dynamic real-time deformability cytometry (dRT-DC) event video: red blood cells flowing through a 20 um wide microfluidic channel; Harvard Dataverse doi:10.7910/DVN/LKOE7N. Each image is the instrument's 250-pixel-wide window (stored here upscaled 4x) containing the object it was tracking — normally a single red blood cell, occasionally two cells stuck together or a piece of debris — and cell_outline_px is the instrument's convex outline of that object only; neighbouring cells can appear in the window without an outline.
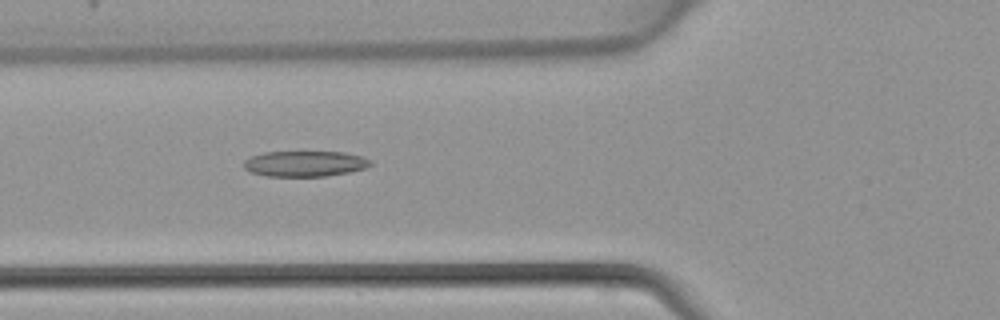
{"species": "common noctule bat (a hibernating species)", "species_latin": "Nyctalus noctula", "temperature_condition": "warm", "stored_images_in_passage": 45, "camera_frame_rate_fps": 3000, "um_per_image_px": 0.085, "animal": {"sex": "female", "body_mass_g": 22.7, "forearm_length_mm": 54.2}, "frame": {"image": 1, "passage_image": 17, "time_ms": 5.333, "image_size_px": [1000, 320], "cell_outline_px": [[372, 164], [364, 168], [348, 172], [324, 176], [264, 176], [248, 172], [244, 168], [244, 160], [252, 156], [264, 152], [344, 152], [360, 156], [372, 160]], "centroid_in_image_um": [25.88, 13.91], "position_along_channel_um": 99.9, "area_um2": 18.9}}
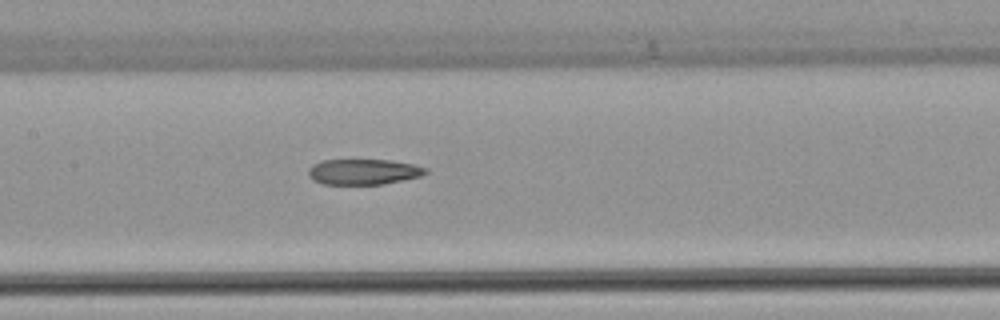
{"frame": {"image": 2, "passage_image": 22, "time_ms": 7.0, "image_size_px": [1000, 320], "cell_outline_px": [[428, 172], [420, 176], [384, 184], [324, 184], [312, 180], [308, 176], [308, 168], [312, 164], [320, 160], [388, 160], [412, 164], [428, 168]], "centroid_in_image_um": [30.85, 14.6], "position_along_channel_um": 176.5, "area_um2": 17.51}}
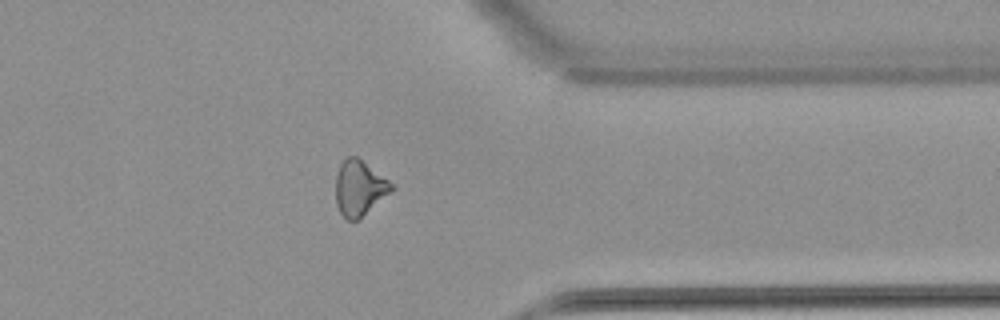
{"frame": {"image": 3, "passage_image": 36, "time_ms": 11.667, "image_size_px": [1000, 320], "cell_outline_px": [[396, 188], [360, 220], [348, 220], [340, 212], [336, 204], [336, 172], [340, 164], [348, 156], [356, 156], [388, 180]], "centroid_in_image_um": [30.55, 16.01], "position_along_channel_um": 380.8, "area_um2": 18.03}}